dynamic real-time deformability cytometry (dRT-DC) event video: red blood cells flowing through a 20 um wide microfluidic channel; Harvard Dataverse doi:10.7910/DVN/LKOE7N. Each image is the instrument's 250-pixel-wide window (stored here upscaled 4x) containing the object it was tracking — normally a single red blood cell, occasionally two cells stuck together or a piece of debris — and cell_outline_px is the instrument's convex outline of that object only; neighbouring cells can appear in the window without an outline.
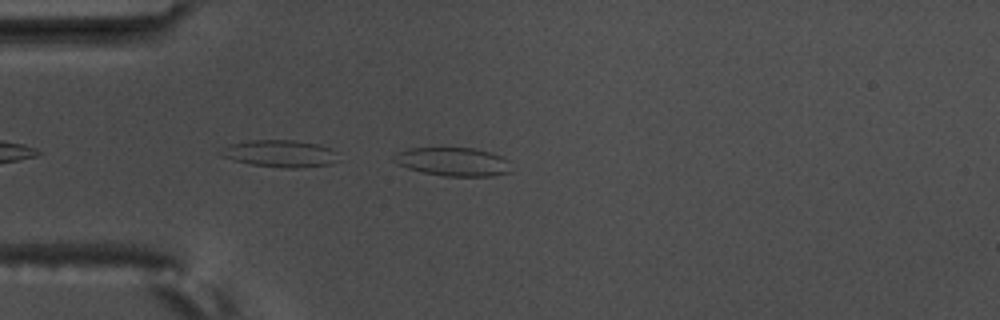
{"species": "common noctule bat (a hibernating species)", "species_latin": "Nyctalus noctula", "temperature_condition": "warm", "stored_images_in_passage": 5, "camera_frame_rate_fps": 3000, "um_per_image_px": 0.085, "animal": {"sex": "male", "body_mass_g": 17.5, "forearm_length_mm": 52.3}, "frame": {"image": 1, "passage_image": 4, "time_ms": 1.0, "image_size_px": [1000, 320], "cell_outline_px": [[512, 172], [492, 176], [444, 176], [424, 172], [408, 168], [392, 160], [392, 156], [396, 152], [408, 148], [472, 148], [492, 152], [508, 160]], "centroid_in_image_um": [38.52, 13.74], "position_along_channel_um": 46.5, "area_um2": 19.54}}